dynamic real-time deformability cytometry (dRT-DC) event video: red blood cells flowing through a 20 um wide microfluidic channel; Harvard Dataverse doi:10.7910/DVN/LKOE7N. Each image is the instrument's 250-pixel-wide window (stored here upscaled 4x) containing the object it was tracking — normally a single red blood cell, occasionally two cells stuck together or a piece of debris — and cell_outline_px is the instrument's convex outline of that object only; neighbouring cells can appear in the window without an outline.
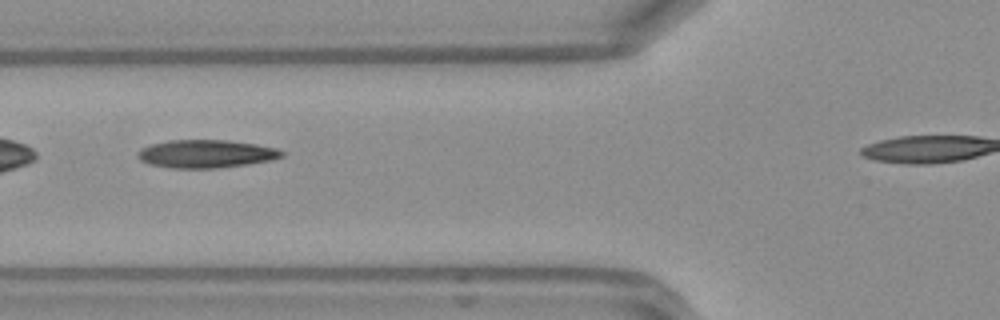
{"species": "Egyptian fruit bat (a non-hibernating species)", "species_latin": "Rousettus aegyptiacus", "temperature_condition": "warm", "stored_images_in_passage": 29, "camera_frame_rate_fps": 3000, "um_per_image_px": 0.085, "frame": {"image": 1, "passage_image": 5, "time_ms": 1.333, "image_size_px": [1000, 320], "cell_outline_px": [[284, 156], [272, 160], [248, 164], [216, 168], [172, 168], [148, 164], [140, 160], [136, 156], [136, 152], [140, 148], [152, 144], [168, 140], [228, 140], [256, 144], [276, 148], [284, 152]], "centroid_in_image_um": [17.49, 13.07], "position_along_channel_um": 108.3, "area_um2": 23.7}, "authors_computed_cell_mechanics": {"area_um2": 23.2356, "velocity_mm_per_s": 4.204, "shape_relaxation_time_tau1_ms": 4.5419, "shape_relaxation_time_tau2_ms": 1.4977, "deformation_change_tau1": 0.2202, "deformation_change_tau2": 0.0963}}